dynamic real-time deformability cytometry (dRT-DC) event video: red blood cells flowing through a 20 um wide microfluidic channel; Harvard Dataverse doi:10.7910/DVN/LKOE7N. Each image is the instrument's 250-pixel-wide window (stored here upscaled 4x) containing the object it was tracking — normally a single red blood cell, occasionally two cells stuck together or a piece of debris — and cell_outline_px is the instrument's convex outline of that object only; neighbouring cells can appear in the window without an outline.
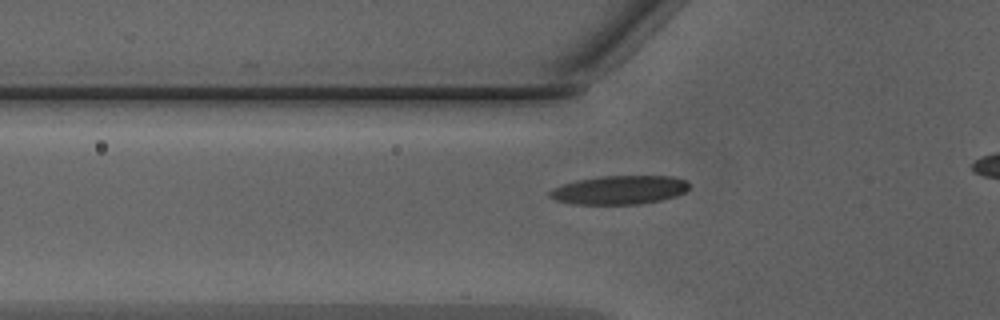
{"species": "Egyptian fruit bat (a non-hibernating species)", "species_latin": "Rousettus aegyptiacus", "temperature_condition": "warm", "stored_images_in_passage": 29, "camera_frame_rate_fps": 3000, "um_per_image_px": 0.085, "animal": {"sex": "male"}, "frame": {"image": 1, "passage_image": 3, "time_ms": 0.667, "image_size_px": [1000, 320], "cell_outline_px": [[688, 188], [684, 192], [676, 196], [660, 200], [640, 204], [572, 204], [556, 200], [548, 196], [548, 192], [552, 188], [576, 180], [600, 176], [676, 176], [684, 180], [688, 184]], "centroid_in_image_um": [52.62, 16.14], "position_along_channel_um": 73.2, "area_um2": 23.35}}
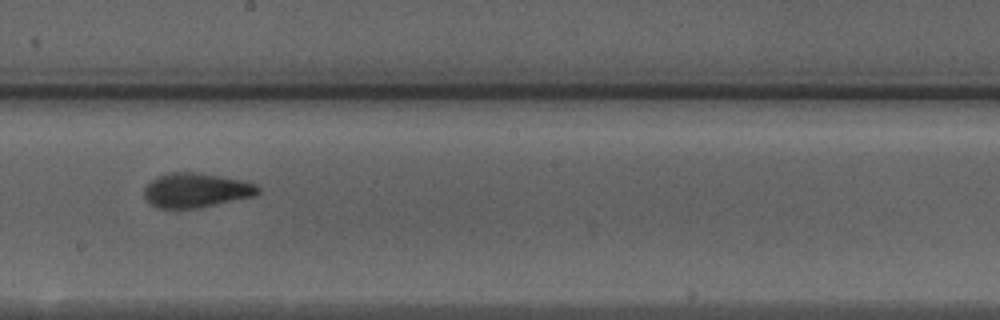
{"frame": {"image": 2, "passage_image": 14, "time_ms": 4.333, "image_size_px": [1000, 320], "cell_outline_px": [[260, 192], [256, 196], [200, 208], [156, 208], [144, 196], [144, 188], [156, 176], [168, 172], [196, 172], [244, 180], [256, 184], [260, 188]], "centroid_in_image_um": [16.7, 16.17], "position_along_channel_um": 231.5, "area_um2": 23.12}}
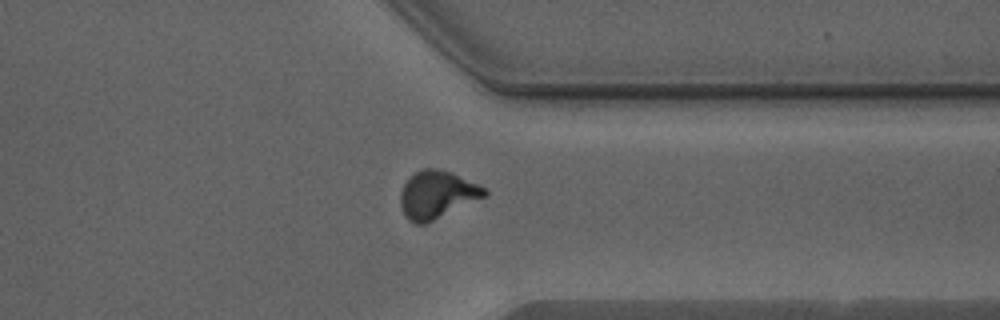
{"frame": {"image": 3, "passage_image": 24, "time_ms": 7.667, "image_size_px": [1000, 320], "cell_outline_px": [[488, 196], [424, 224], [416, 224], [408, 220], [404, 216], [400, 204], [400, 192], [404, 184], [420, 168], [436, 168], [452, 172], [488, 188]], "centroid_in_image_um": [37.17, 16.54], "position_along_channel_um": 374.2, "area_um2": 23.58}, "authors_computed_cell_mechanics": {"area_um2": 22.6576, "velocity_mm_per_s": 4.3117, "shape_relaxation_time_tau1_ms": 4.5626, "shape_relaxation_time_tau2_ms": 0.6717, "deformation_change_tau1": 0.1923, "deformation_change_tau2": 0.0705}}